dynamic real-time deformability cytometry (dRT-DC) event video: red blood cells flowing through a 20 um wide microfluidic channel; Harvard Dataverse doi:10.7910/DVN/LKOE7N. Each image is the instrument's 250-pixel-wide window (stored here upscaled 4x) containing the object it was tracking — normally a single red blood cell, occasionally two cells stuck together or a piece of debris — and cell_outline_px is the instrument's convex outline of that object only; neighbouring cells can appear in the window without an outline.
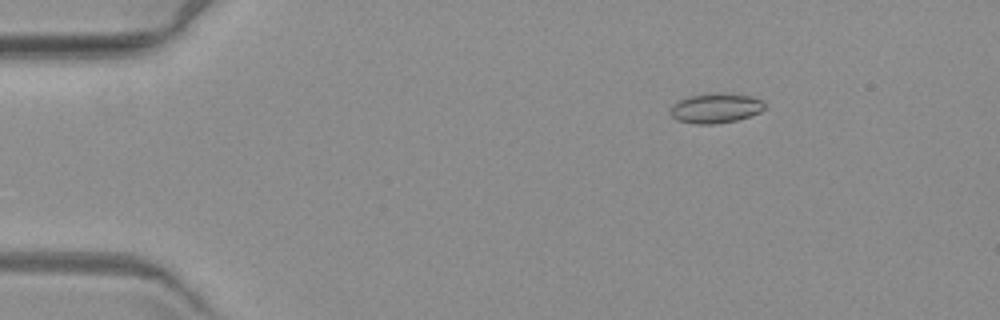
{"species": "common noctule bat (a hibernating species)", "species_latin": "Nyctalus noctula", "temperature_condition": "warm", "stored_images_in_passage": 6, "camera_frame_rate_fps": 3000, "um_per_image_px": 0.085, "animal": {"sex": "female", "body_mass_g": 19.3, "forearm_length_mm": 54.1}, "frame": {"image": 1, "passage_image": 3, "time_ms": 2.667, "image_size_px": [1000, 320], "cell_outline_px": [[764, 108], [760, 112], [736, 120], [716, 124], [692, 124], [676, 120], [672, 116], [672, 104], [688, 96], [720, 92], [752, 96], [764, 100]], "centroid_in_image_um": [60.84, 9.19], "position_along_channel_um": 24.2, "area_um2": 16.42}}
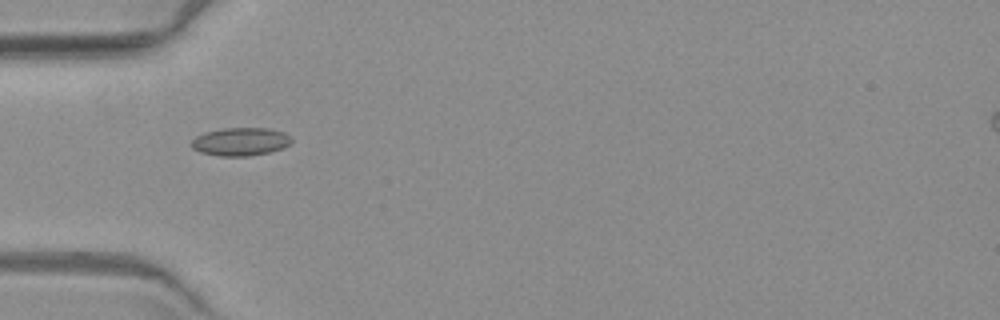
{"frame": {"image": 2, "passage_image": 5, "time_ms": 6.0, "image_size_px": [1000, 320], "cell_outline_px": [[292, 144], [284, 148], [268, 152], [248, 156], [220, 156], [200, 152], [192, 148], [192, 140], [196, 136], [204, 132], [224, 128], [268, 128], [284, 132], [292, 140]], "centroid_in_image_um": [20.45, 12.04], "position_along_channel_um": 64.5, "area_um2": 16.42}}
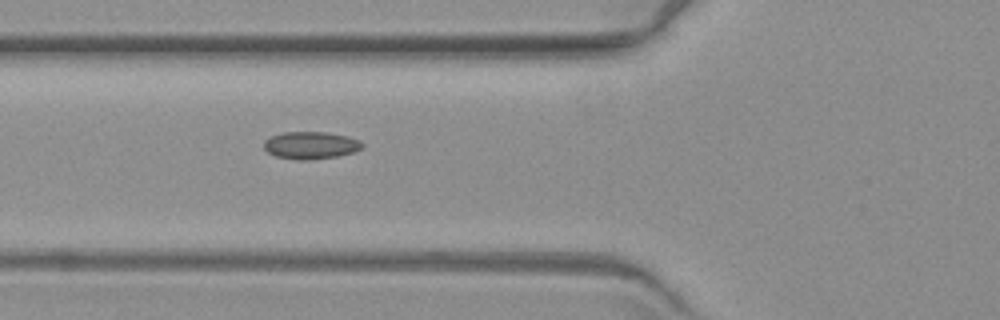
{"frame": {"image": 3, "passage_image": 6, "time_ms": 7.0, "image_size_px": [1000, 320], "cell_outline_px": [[364, 148], [352, 152], [336, 156], [312, 160], [296, 160], [276, 156], [268, 152], [264, 148], [264, 140], [272, 136], [284, 132], [324, 132], [348, 136], [360, 140], [364, 144]], "centroid_in_image_um": [26.43, 12.35], "position_along_channel_um": 99.4, "area_um2": 15.72}}